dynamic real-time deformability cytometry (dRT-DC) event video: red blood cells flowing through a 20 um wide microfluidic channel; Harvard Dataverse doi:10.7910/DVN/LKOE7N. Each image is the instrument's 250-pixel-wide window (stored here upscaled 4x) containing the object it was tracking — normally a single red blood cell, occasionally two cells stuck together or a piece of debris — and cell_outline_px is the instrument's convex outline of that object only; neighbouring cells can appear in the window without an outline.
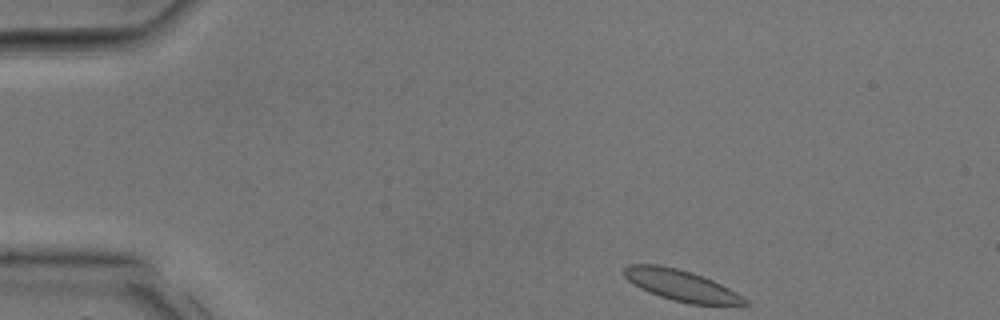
{"species": "common noctule bat (a hibernating species)", "species_latin": "Nyctalus noctula", "temperature_condition": "room temperature", "stored_images_in_passage": 11, "camera_frame_rate_fps": 3000, "um_per_image_px": 0.085, "animal": {"sex": "male", "body_mass_g": 17.9, "forearm_length_mm": 54.2}, "frame": {"image": 1, "passage_image": 1, "time_ms": 0.0, "image_size_px": [1000, 320], "cell_outline_px": [[752, 304], [688, 304], [672, 300], [660, 296], [640, 288], [628, 280], [624, 276], [624, 268], [628, 264], [656, 264], [676, 268], [692, 272], [712, 280], [744, 296]], "centroid_in_image_um": [57.89, 24.25], "position_along_channel_um": 27.1, "area_um2": 21.62}}
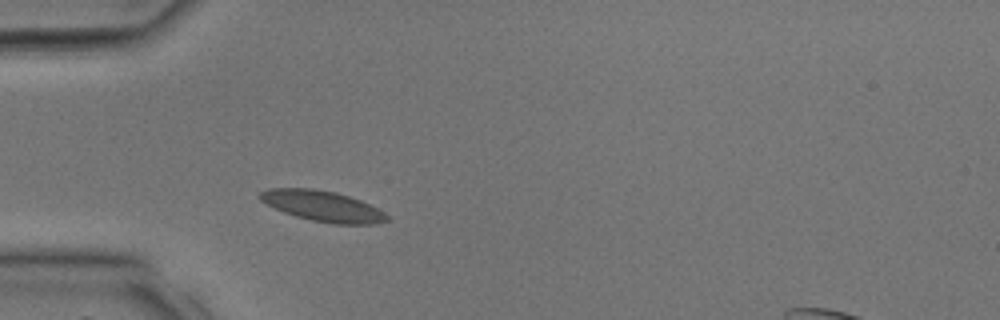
{"frame": {"image": 2, "passage_image": 6, "time_ms": 1.667, "image_size_px": [1000, 320], "cell_outline_px": [[388, 220], [376, 224], [332, 224], [312, 220], [296, 216], [284, 212], [260, 200], [256, 196], [260, 192], [268, 188], [312, 188], [336, 192], [360, 200], [384, 212], [388, 216]], "centroid_in_image_um": [27.4, 17.51], "position_along_channel_um": 57.6, "area_um2": 22.54}}
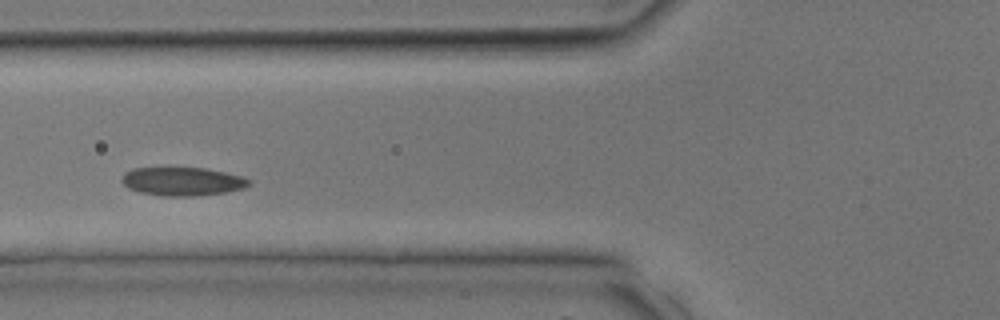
{"frame": {"image": 3, "passage_image": 9, "time_ms": 2.667, "image_size_px": [1000, 320], "cell_outline_px": [[252, 184], [244, 188], [224, 192], [192, 196], [160, 196], [140, 192], [128, 188], [120, 180], [124, 172], [132, 168], [204, 168], [224, 172], [240, 176], [252, 180]], "centroid_in_image_um": [15.48, 15.42], "position_along_channel_um": 110.3, "area_um2": 21.1}}